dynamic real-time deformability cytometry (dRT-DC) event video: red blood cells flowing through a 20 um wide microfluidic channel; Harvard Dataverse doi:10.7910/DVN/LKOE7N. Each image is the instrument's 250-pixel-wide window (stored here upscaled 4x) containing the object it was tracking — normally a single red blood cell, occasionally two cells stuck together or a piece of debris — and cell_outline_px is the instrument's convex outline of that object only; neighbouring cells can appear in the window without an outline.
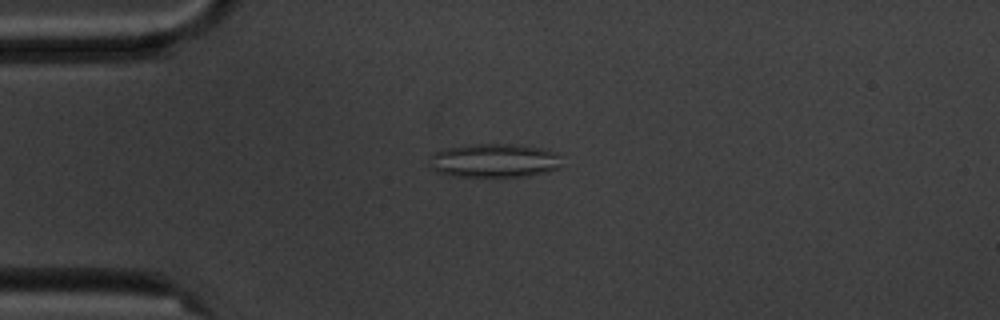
{"species": "common noctule bat (a hibernating species)", "species_latin": "Nyctalus noctula", "temperature_condition": "cold", "stored_images_in_passage": 9, "camera_frame_rate_fps": 3000, "um_per_image_px": 0.085, "animal": {"sex": "male", "body_mass_g": 20.1, "forearm_length_mm": 53.5}, "frame": {"image": 1, "passage_image": 4, "time_ms": 3.333, "image_size_px": [1000, 320], "cell_outline_px": [[564, 152], [560, 168], [548, 172], [532, 176], [448, 176], [436, 172], [432, 168], [432, 152], [448, 148], [468, 144], [516, 144], [544, 148]], "centroid_in_image_um": [42.14, 13.64], "position_along_channel_um": 42.9, "area_um2": 26.7}}
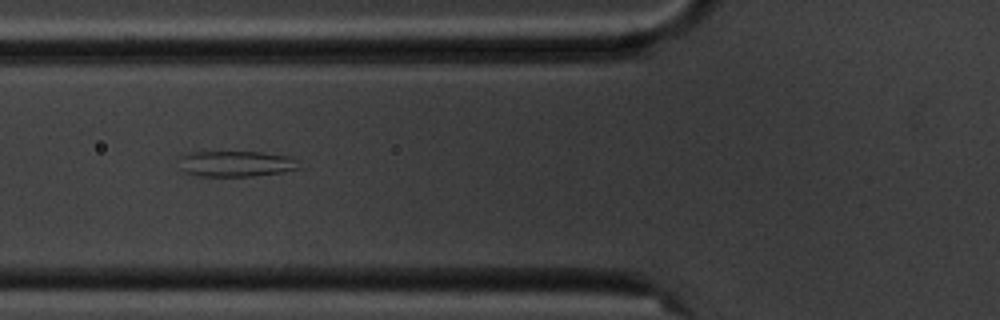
{"frame": {"image": 2, "passage_image": 6, "time_ms": 5.667, "image_size_px": [1000, 320], "cell_outline_px": [[300, 168], [284, 172], [252, 176], [200, 176], [184, 172], [180, 168], [180, 156], [188, 152], [260, 152], [292, 156], [296, 160]], "centroid_in_image_um": [20.06, 13.91], "position_along_channel_um": 105.7, "area_um2": 18.15}}